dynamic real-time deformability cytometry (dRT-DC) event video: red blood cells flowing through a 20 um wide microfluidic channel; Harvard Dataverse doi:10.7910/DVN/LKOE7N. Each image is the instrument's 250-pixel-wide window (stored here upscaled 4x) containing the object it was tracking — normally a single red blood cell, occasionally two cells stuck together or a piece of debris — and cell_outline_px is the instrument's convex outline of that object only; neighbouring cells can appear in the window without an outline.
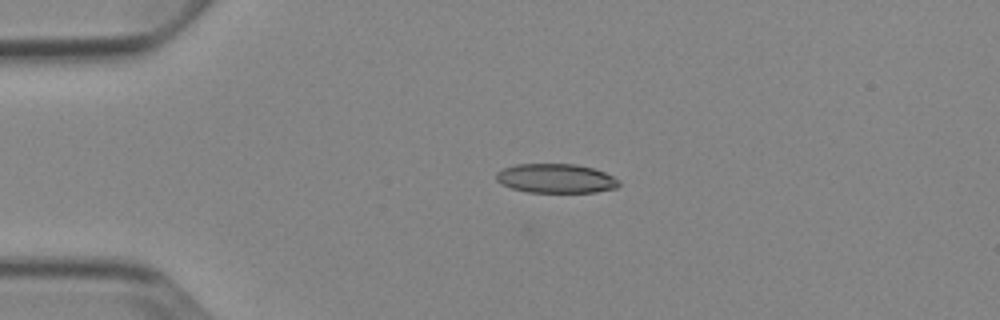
{"species": "Egyptian fruit bat (a non-hibernating species)", "species_latin": "Rousettus aegyptiacus", "temperature_condition": "cold", "stored_images_in_passage": 41, "camera_frame_rate_fps": 3000, "um_per_image_px": 0.085, "animal": {"sex": "female"}, "frame": {"image": 1, "passage_image": 1, "time_ms": 0.0, "image_size_px": [1000, 320], "cell_outline_px": [[620, 184], [616, 188], [596, 192], [528, 192], [512, 188], [500, 184], [496, 180], [496, 172], [504, 168], [516, 164], [576, 164], [592, 168], [604, 172], [620, 180]], "centroid_in_image_um": [47.24, 15.17], "position_along_channel_um": 37.8, "area_um2": 20.92}}
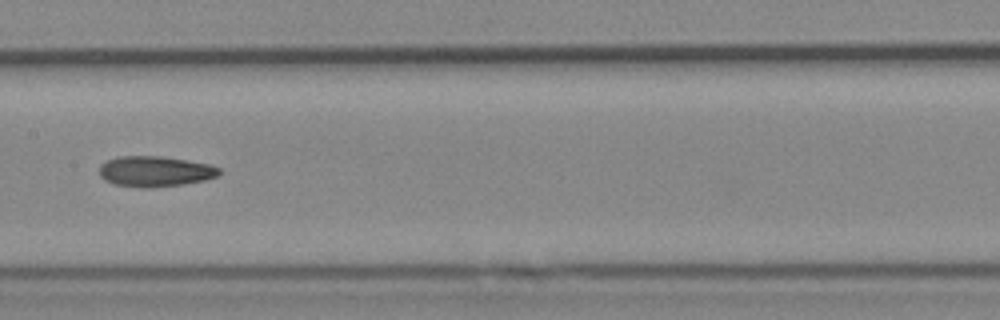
{"frame": {"image": 2, "passage_image": 16, "time_ms": 5.0, "image_size_px": [1000, 320], "cell_outline_px": [[220, 172], [216, 176], [204, 180], [184, 184], [152, 188], [140, 188], [116, 184], [104, 180], [100, 176], [100, 164], [116, 156], [160, 156], [188, 160], [208, 164], [220, 168]], "centroid_in_image_um": [13.16, 14.57], "position_along_channel_um": 194.2, "area_um2": 21.39}}
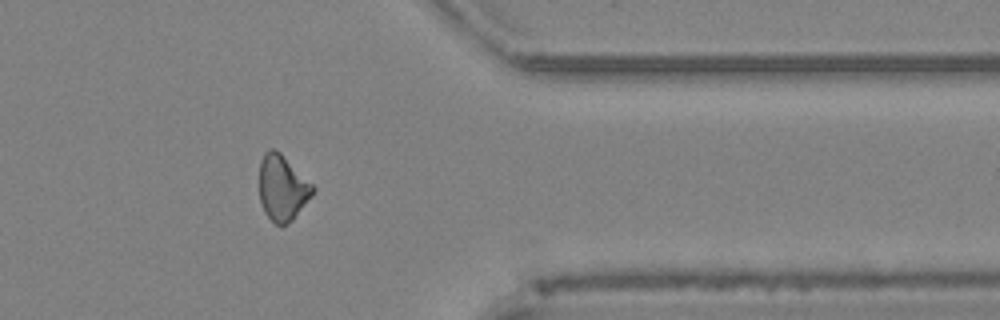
{"frame": {"image": 3, "passage_image": 32, "time_ms": 10.333, "image_size_px": [1000, 320], "cell_outline_px": [[316, 188], [312, 196], [292, 220], [284, 224], [276, 224], [264, 212], [260, 200], [260, 160], [264, 152], [268, 148], [272, 148], [280, 152]], "centroid_in_image_um": [24.0, 15.94], "position_along_channel_um": 387.4, "area_um2": 20.23}, "authors_computed_cell_mechanics": {"area_um2": 20.9236, "velocity_mm_per_s": 3.8736, "shape_relaxation_time_tau1_ms": null, "shape_relaxation_time_tau2_ms": 6.321, "deformation_change_tau1": null, "deformation_change_tau2": 0.148}}